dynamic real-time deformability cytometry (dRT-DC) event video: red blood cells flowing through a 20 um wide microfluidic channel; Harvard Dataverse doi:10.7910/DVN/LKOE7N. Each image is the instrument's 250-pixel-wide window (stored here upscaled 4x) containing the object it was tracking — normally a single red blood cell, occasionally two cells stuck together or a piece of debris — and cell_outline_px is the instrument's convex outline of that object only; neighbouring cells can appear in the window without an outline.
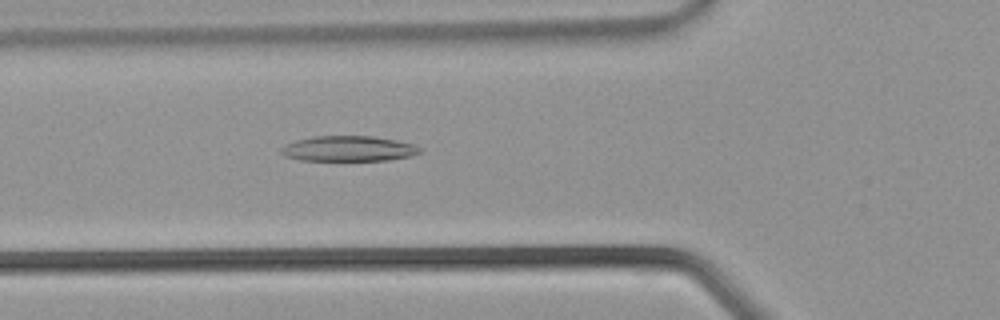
{"species": "common noctule bat (a hibernating species)", "species_latin": "Nyctalus noctula", "temperature_condition": "warm", "stored_images_in_passage": 36, "camera_frame_rate_fps": 3000, "um_per_image_px": 0.085, "animal": {"sex": "male", "body_mass_g": 21.5, "forearm_length_mm": 52.0}, "frame": {"image": 1, "passage_image": 13, "time_ms": 4.0, "image_size_px": [1000, 320], "cell_outline_px": [[424, 152], [408, 156], [388, 160], [300, 160], [284, 156], [280, 152], [280, 148], [284, 144], [296, 140], [312, 136], [372, 136], [396, 140], [416, 144]], "centroid_in_image_um": [29.61, 12.63], "position_along_channel_um": 96.2, "area_um2": 20.63}}
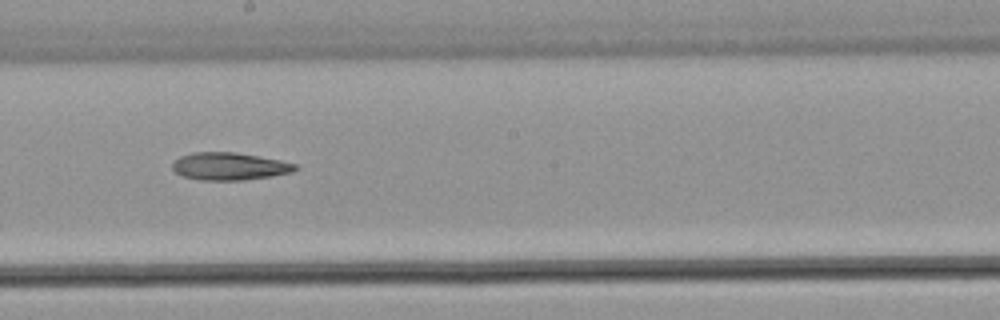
{"frame": {"image": 2, "passage_image": 20, "time_ms": 6.333, "image_size_px": [1000, 320], "cell_outline_px": [[300, 168], [292, 172], [272, 176], [244, 180], [200, 180], [184, 176], [176, 172], [172, 168], [172, 164], [180, 156], [192, 152], [236, 152], [280, 160], [296, 164]], "centroid_in_image_um": [19.52, 14.13], "position_along_channel_um": 228.7, "area_um2": 19.71}}
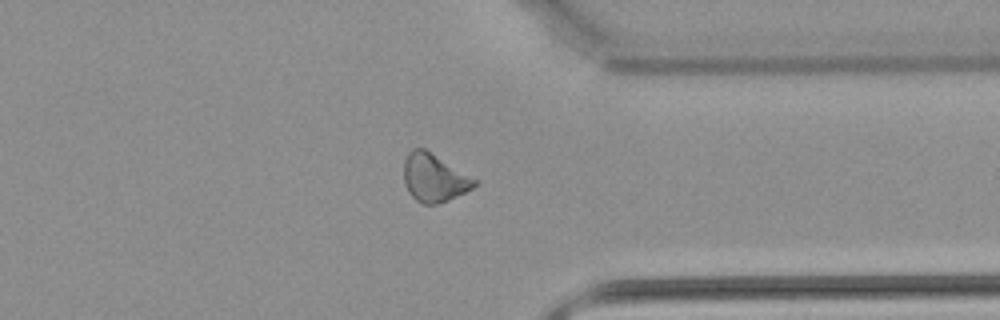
{"frame": {"image": 3, "passage_image": 28, "time_ms": 9.0, "image_size_px": [1000, 320], "cell_outline_px": [[476, 184], [472, 188], [448, 200], [436, 204], [424, 204], [416, 200], [408, 192], [404, 184], [404, 160], [408, 152], [412, 148], [424, 148], [476, 180]], "centroid_in_image_um": [36.84, 15.11], "position_along_channel_um": 374.6, "area_um2": 19.36}}